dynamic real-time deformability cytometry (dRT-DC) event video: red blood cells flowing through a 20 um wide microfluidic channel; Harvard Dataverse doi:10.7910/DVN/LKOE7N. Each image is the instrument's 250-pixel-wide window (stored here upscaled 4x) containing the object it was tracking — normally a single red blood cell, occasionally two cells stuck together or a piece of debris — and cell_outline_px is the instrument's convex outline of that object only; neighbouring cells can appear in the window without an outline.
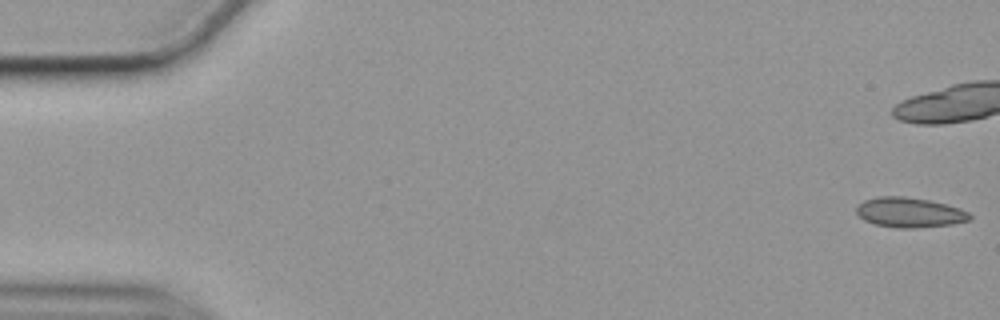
{"species": "common noctule bat (a hibernating species)", "species_latin": "Nyctalus noctula", "temperature_condition": "cold", "stored_images_in_passage": 16, "camera_frame_rate_fps": 3000, "um_per_image_px": 0.085, "animal": {"sex": "female", "body_mass_g": 19.9}, "frame": {"image": 1, "passage_image": 1, "time_ms": 0.0, "image_size_px": [1000, 320], "cell_outline_px": [[972, 216], [968, 220], [952, 224], [912, 228], [896, 228], [876, 224], [864, 220], [856, 212], [856, 208], [864, 200], [880, 196], [904, 196], [928, 200], [960, 208], [968, 212]], "centroid_in_image_um": [77.3, 18.05], "position_along_channel_um": 7.7, "area_um2": 19.54}}